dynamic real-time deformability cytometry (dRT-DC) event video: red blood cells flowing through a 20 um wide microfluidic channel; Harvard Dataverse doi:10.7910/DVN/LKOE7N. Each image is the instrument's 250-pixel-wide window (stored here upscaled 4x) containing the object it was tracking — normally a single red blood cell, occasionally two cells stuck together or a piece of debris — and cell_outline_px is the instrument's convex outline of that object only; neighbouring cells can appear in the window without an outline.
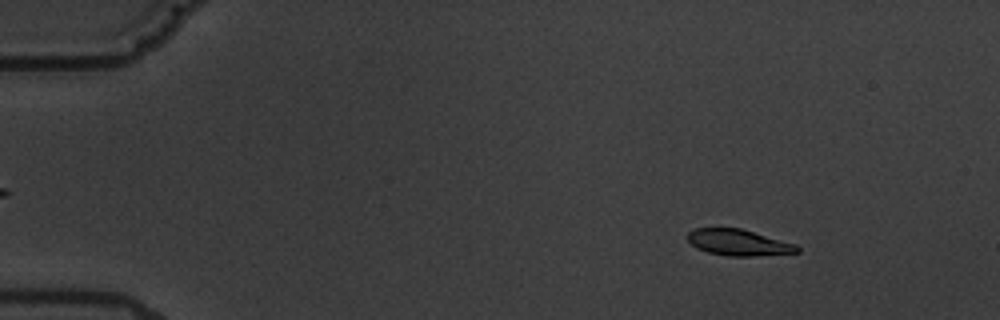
{"species": "common noctule bat (a hibernating species)", "species_latin": "Nyctalus noctula", "temperature_condition": "warm", "stored_images_in_passage": 5, "camera_frame_rate_fps": 3000, "um_per_image_px": 0.085, "animal": {"sex": "male", "body_mass_g": 19.5, "forearm_length_mm": 54.6}, "frame": {"image": 1, "passage_image": 2, "time_ms": 1.333, "image_size_px": [1000, 320], "cell_outline_px": [[800, 252], [752, 256], [728, 256], [708, 252], [696, 248], [688, 240], [688, 232], [696, 228], [740, 228], [796, 244], [800, 248]], "centroid_in_image_um": [62.78, 20.61], "position_along_channel_um": 22.2, "area_um2": 16.59}}
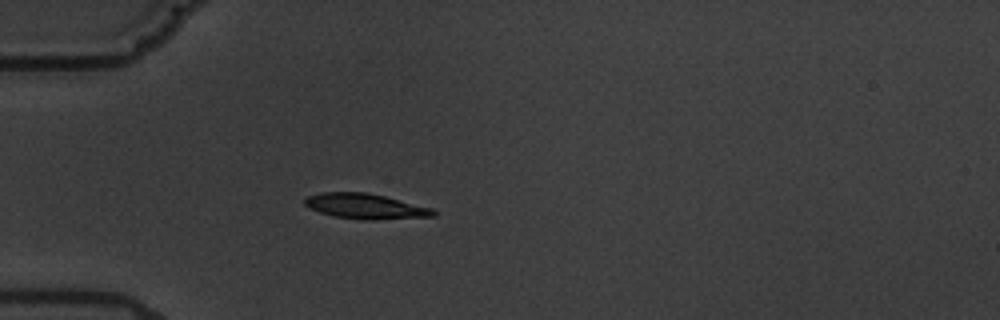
{"frame": {"image": 2, "passage_image": 5, "time_ms": 4.667, "image_size_px": [1000, 320], "cell_outline_px": [[436, 216], [372, 220], [364, 220], [332, 216], [308, 208], [304, 204], [304, 200], [308, 196], [320, 192], [368, 192], [432, 208], [436, 212]], "centroid_in_image_um": [31.03, 17.53], "position_along_channel_um": 54.0, "area_um2": 18.96}}